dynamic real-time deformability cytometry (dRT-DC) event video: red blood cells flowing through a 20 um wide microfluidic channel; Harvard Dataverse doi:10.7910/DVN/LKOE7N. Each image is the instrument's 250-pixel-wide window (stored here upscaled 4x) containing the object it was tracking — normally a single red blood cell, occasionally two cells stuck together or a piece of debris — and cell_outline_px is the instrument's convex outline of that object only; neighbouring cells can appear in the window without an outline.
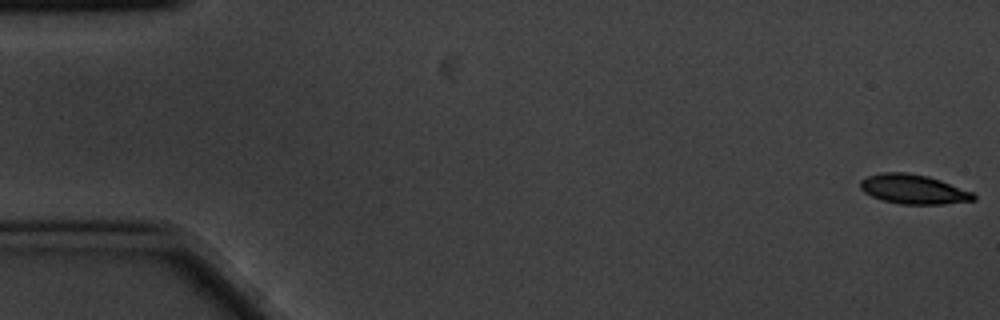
{"species": "common noctule bat (a hibernating species)", "species_latin": "Nyctalus noctula", "temperature_condition": "cold", "stored_images_in_passage": 10, "camera_frame_rate_fps": 3000, "um_per_image_px": 0.085, "animal": {"sex": "male", "body_mass_g": 20.1, "forearm_length_mm": 53.5}, "frame": {"image": 1, "passage_image": 1, "time_ms": 0.0, "image_size_px": [1000, 320], "cell_outline_px": [[976, 200], [940, 204], [900, 204], [884, 200], [872, 196], [864, 192], [860, 188], [860, 180], [868, 176], [880, 172], [904, 172], [928, 176], [976, 192]], "centroid_in_image_um": [77.67, 16.08], "position_along_channel_um": 7.3, "area_um2": 19.54}}
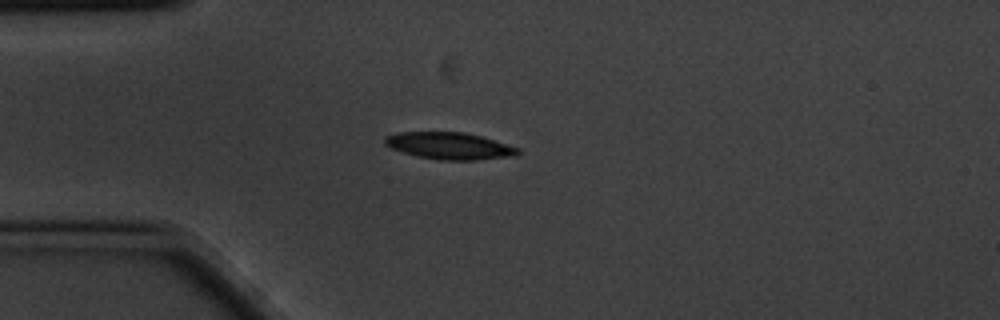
{"frame": {"image": 2, "passage_image": 4, "time_ms": 1.0, "image_size_px": [1000, 320], "cell_outline_px": [[520, 152], [516, 156], [476, 160], [440, 160], [420, 156], [404, 152], [392, 148], [384, 144], [384, 136], [396, 132], [464, 132], [480, 136], [520, 148]], "centroid_in_image_um": [38.21, 12.39], "position_along_channel_um": 46.8, "area_um2": 20.81}}